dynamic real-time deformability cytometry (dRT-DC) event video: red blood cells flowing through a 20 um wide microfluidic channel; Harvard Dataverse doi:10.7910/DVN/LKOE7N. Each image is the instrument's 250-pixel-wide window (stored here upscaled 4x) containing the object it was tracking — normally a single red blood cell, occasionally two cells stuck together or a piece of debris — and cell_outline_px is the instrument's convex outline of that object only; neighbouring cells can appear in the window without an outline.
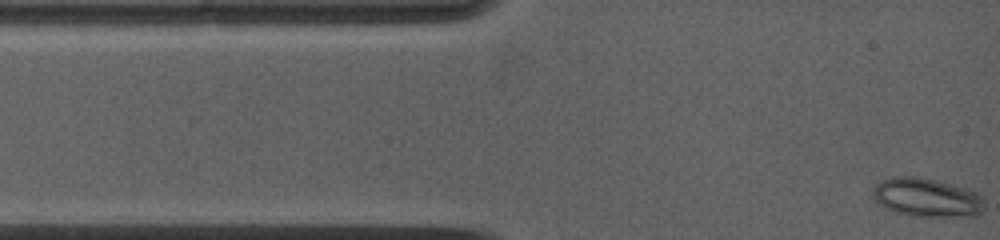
{"species": "common noctule bat (a hibernating species)", "species_latin": "Nyctalus noctula", "temperature_condition": "warm", "stored_images_in_passage": 16, "camera_frame_rate_fps": 5000, "um_per_image_px": 0.085, "animal": {"sex": "female", "body_mass_g": 19.0, "forearm_length_mm": 53.3}, "frame": {"image": 1, "passage_image": 1, "time_ms": 0.0, "image_size_px": [1000, 240], "cell_outline_px": [[984, 208], [976, 216], [912, 216], [896, 212], [884, 208], [876, 204], [872, 196], [872, 188], [880, 180], [892, 176], [920, 176], [968, 188], [984, 196]], "centroid_in_image_um": [78.74, 16.77], "position_along_channel_um": 6.3, "area_um2": 25.78}}
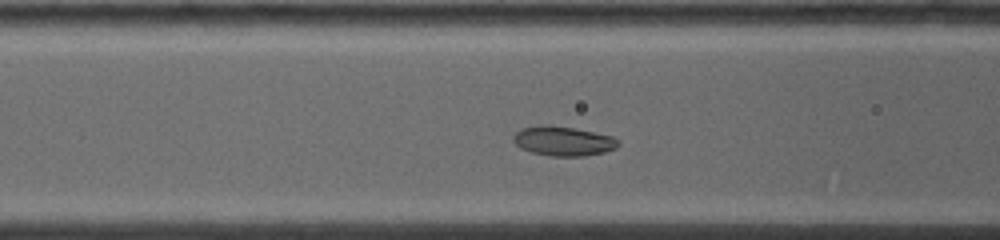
{"frame": {"image": 2, "passage_image": 12, "time_ms": 4.2, "image_size_px": [1000, 240], "cell_outline_px": [[620, 144], [616, 148], [604, 152], [584, 156], [548, 156], [532, 152], [520, 148], [512, 140], [512, 136], [520, 128], [540, 124], [548, 124], [572, 128], [612, 136], [620, 140]], "centroid_in_image_um": [47.84, 11.98], "position_along_channel_um": 118.8, "area_um2": 18.21}}
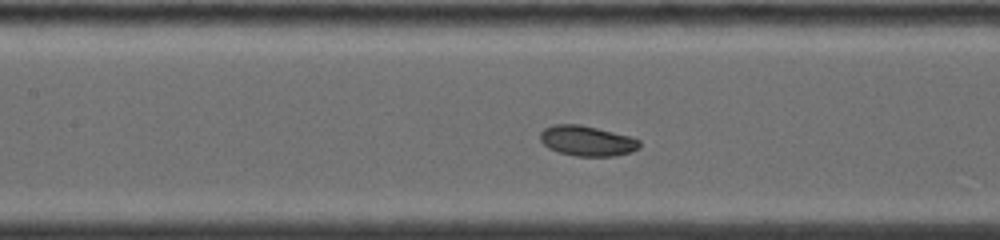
{"frame": {"image": 3, "passage_image": 15, "time_ms": 5.2, "image_size_px": [1000, 240], "cell_outline_px": [[640, 148], [632, 152], [616, 156], [576, 156], [560, 152], [548, 148], [540, 140], [540, 132], [544, 128], [556, 124], [580, 124], [628, 136], [640, 140]], "centroid_in_image_um": [49.9, 11.98], "position_along_channel_um": 157.5, "area_um2": 17.46}}